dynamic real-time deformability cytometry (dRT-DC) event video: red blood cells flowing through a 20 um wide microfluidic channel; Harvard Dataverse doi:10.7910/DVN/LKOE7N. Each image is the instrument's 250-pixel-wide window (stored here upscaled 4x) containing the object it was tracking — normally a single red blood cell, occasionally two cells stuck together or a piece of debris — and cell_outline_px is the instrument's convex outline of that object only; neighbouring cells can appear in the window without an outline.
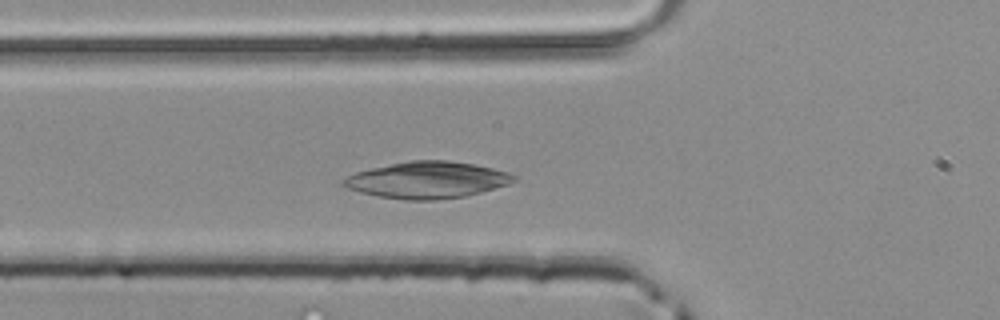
{"species": "common noctule bat (a hibernating species)", "species_latin": "Nyctalus noctula", "temperature_condition": "room temperature", "stored_images_in_passage": 36, "camera_frame_rate_fps": 3000, "um_per_image_px": 0.085, "animal": {"sex": "male", "body_mass_g": 20.4}, "frame": {"image": 1, "passage_image": 8, "time_ms": 2.333, "image_size_px": [1000, 320], "cell_outline_px": [[516, 180], [508, 184], [480, 192], [464, 196], [436, 200], [404, 200], [376, 196], [360, 192], [348, 188], [340, 184], [340, 180], [356, 172], [372, 168], [408, 160], [448, 160], [476, 164], [508, 172], [516, 176]], "centroid_in_image_um": [36.29, 15.29], "position_along_channel_um": 89.5, "area_um2": 36.41}}
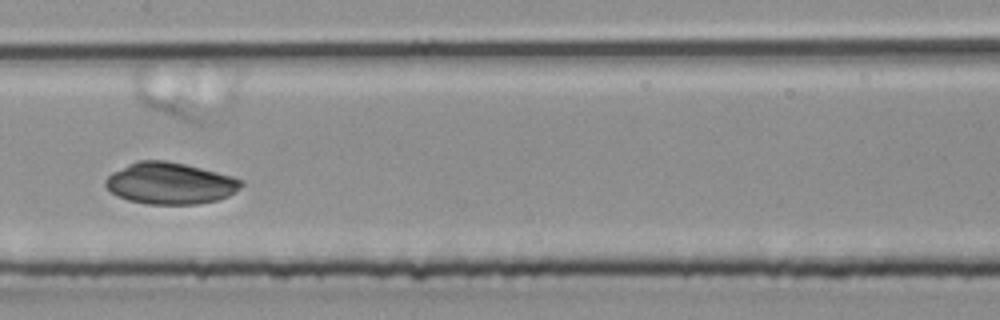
{"frame": {"image": 2, "passage_image": 15, "time_ms": 4.667, "image_size_px": [1000, 320], "cell_outline_px": [[244, 184], [240, 188], [228, 196], [216, 200], [196, 204], [148, 204], [128, 200], [112, 192], [104, 184], [104, 180], [112, 172], [136, 160], [164, 160], [184, 164], [232, 176], [244, 180]], "centroid_in_image_um": [14.46, 15.58], "position_along_channel_um": 192.9, "area_um2": 32.71}}
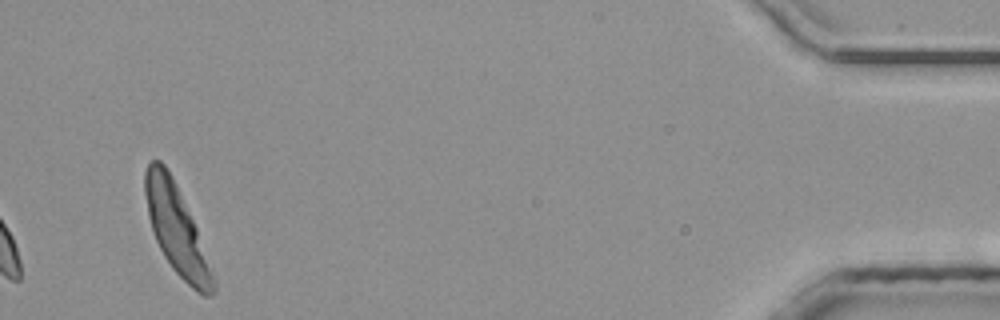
{"frame": {"image": 3, "passage_image": 36, "time_ms": 11.667, "image_size_px": [1000, 320], "cell_outline_px": [[216, 292], [212, 296], [204, 296], [196, 292], [172, 268], [164, 256], [156, 240], [148, 216], [144, 192], [144, 172], [148, 164], [152, 160], [160, 160], [164, 164], [172, 176], [176, 184], [196, 228], [216, 276]], "centroid_in_image_um": [15.03, 19.56], "position_along_channel_um": 420.2, "area_um2": 35.03}}